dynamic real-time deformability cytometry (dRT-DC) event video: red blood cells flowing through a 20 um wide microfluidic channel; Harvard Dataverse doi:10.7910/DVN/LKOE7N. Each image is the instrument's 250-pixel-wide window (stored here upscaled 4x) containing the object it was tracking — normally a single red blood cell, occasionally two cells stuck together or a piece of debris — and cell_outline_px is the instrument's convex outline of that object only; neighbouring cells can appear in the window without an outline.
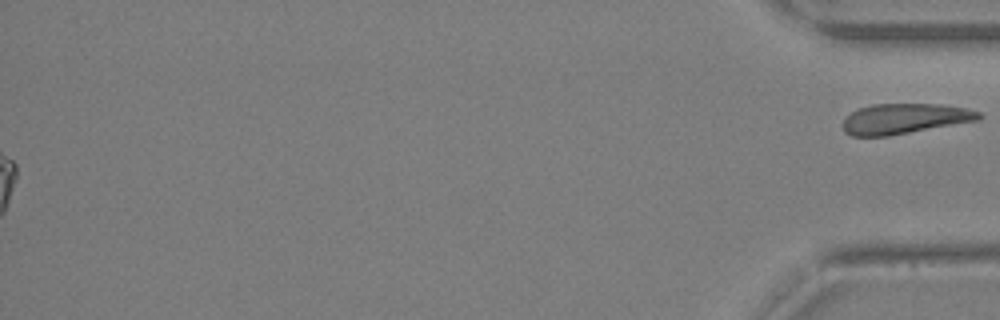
{"species": "Egyptian fruit bat (a non-hibernating species)", "species_latin": "Rousettus aegyptiacus", "temperature_condition": "warm", "stored_images_in_passage": 34, "segment_of_instrument_passage": [2, 2], "camera_frame_rate_fps": 3000, "um_per_image_px": 0.085, "animal": {"sex": "female"}, "frame": {"image": 1, "passage_image": 34, "time_ms": 11.0, "image_size_px": [1000, 320], "cell_outline_px": [[984, 116], [980, 120], [888, 136], [852, 136], [844, 132], [844, 120], [852, 112], [860, 108], [872, 104], [940, 104], [964, 108], [980, 112]], "centroid_in_image_um": [76.92, 10.09], "position_along_channel_um": 358.3, "area_um2": 23.87}}